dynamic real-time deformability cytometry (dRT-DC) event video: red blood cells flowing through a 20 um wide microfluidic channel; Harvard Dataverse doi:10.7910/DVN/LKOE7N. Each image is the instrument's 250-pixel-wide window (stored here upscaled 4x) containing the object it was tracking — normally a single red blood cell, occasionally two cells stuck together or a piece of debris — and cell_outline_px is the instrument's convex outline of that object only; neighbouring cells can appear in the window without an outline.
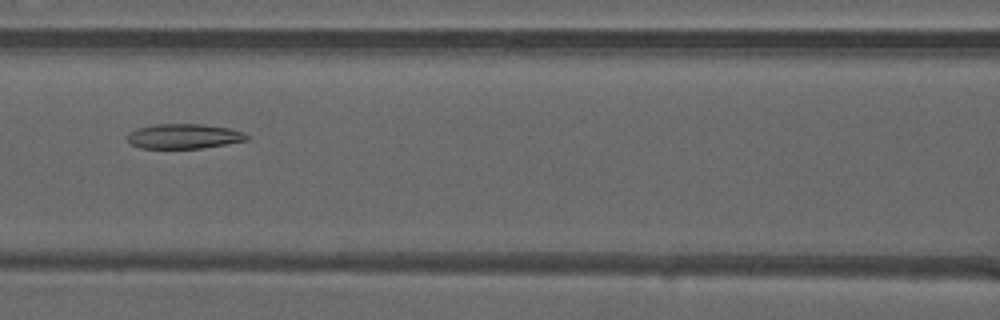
{"species": "common noctule bat (a hibernating species)", "species_latin": "Nyctalus noctula", "temperature_condition": "warm", "stored_images_in_passage": 51, "camera_frame_rate_fps": 3000, "um_per_image_px": 0.085, "animal": {"sex": "male", "forearm_length_mm": 52.5}, "frame": {"image": 1, "passage_image": 23, "time_ms": 7.333, "image_size_px": [1000, 320], "cell_outline_px": [[248, 140], [228, 144], [200, 148], [140, 148], [132, 144], [128, 140], [128, 132], [136, 128], [156, 124], [204, 124], [228, 128], [240, 132], [248, 136]], "centroid_in_image_um": [15.61, 11.58], "position_along_channel_um": 151.0, "area_um2": 17.17}}
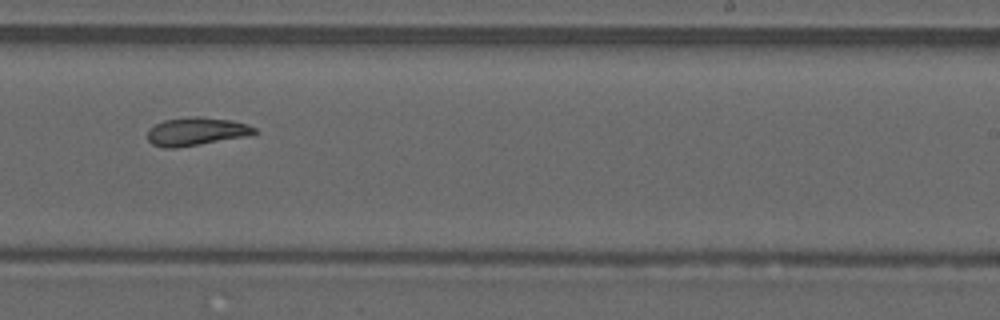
{"frame": {"image": 2, "passage_image": 32, "time_ms": 10.333, "image_size_px": [1000, 320], "cell_outline_px": [[256, 132], [252, 136], [176, 148], [164, 148], [152, 144], [148, 140], [148, 132], [156, 124], [164, 120], [196, 116], [232, 120], [248, 124], [256, 128]], "centroid_in_image_um": [16.74, 11.19], "position_along_channel_um": 272.3, "area_um2": 17.63}}
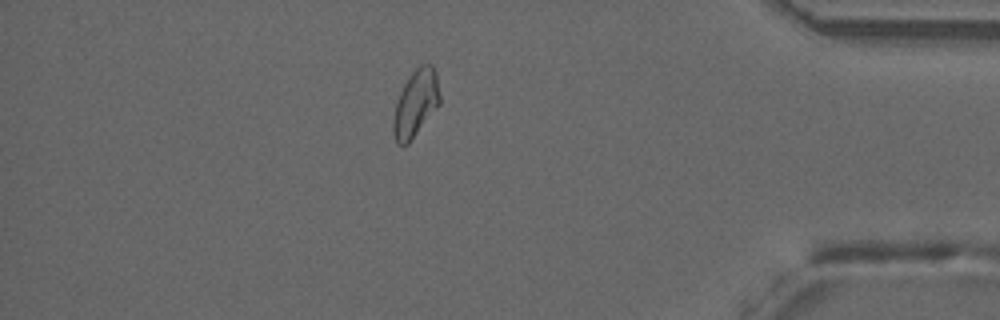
{"frame": {"image": 3, "passage_image": 44, "time_ms": 14.333, "image_size_px": [1000, 320], "cell_outline_px": [[440, 104], [408, 144], [396, 144], [392, 132], [392, 120], [396, 104], [400, 92], [404, 84], [412, 72], [420, 64], [432, 64], [436, 72], [440, 96]], "centroid_in_image_um": [35.33, 8.79], "position_along_channel_um": 399.9, "area_um2": 18.15}, "authors_computed_cell_mechanics": {"area_um2": 18.9006, "velocity_mm_per_s": 4.0619, "shape_relaxation_time_tau1_ms": null, "shape_relaxation_time_tau2_ms": 3.484, "deformation_change_tau1": null, "deformation_change_tau2": 0.1039}}